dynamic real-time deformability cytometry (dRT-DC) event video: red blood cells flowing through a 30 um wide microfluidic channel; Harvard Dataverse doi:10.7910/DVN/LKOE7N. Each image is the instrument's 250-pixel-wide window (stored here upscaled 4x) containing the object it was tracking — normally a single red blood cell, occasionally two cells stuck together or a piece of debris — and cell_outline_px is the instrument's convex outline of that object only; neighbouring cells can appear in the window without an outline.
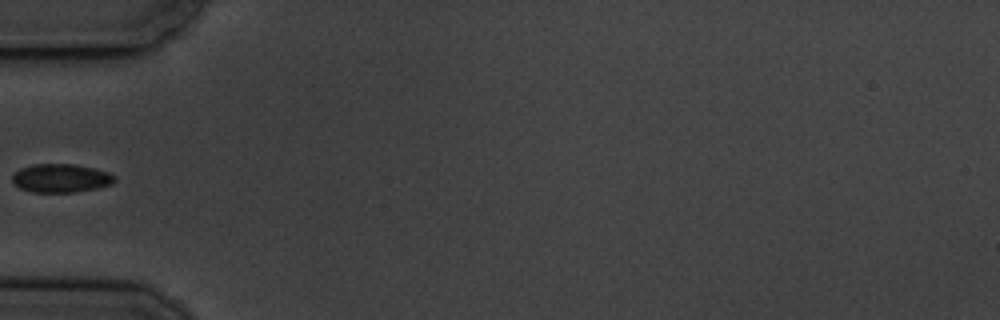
{"species": "common noctule bat (a hibernating species)", "species_latin": "Nyctalus noctula", "temperature_condition": "cold", "stored_images_in_passage": 3, "camera_frame_rate_fps": 3000, "um_per_image_px": 0.085, "animal": {"sex": "male", "body_mass_g": 19.5, "forearm_length_mm": 54.6}, "frame": {"image": 1, "passage_image": 1, "time_ms": 0.0, "image_size_px": [1000, 320], "cell_outline_px": [[116, 180], [112, 184], [96, 188], [76, 192], [32, 192], [20, 188], [12, 180], [12, 176], [20, 168], [32, 164], [72, 164], [92, 168], [108, 172], [116, 176]], "centroid_in_image_um": [5.18, 15.14], "position_along_channel_um": 79.8, "area_um2": 16.94}}